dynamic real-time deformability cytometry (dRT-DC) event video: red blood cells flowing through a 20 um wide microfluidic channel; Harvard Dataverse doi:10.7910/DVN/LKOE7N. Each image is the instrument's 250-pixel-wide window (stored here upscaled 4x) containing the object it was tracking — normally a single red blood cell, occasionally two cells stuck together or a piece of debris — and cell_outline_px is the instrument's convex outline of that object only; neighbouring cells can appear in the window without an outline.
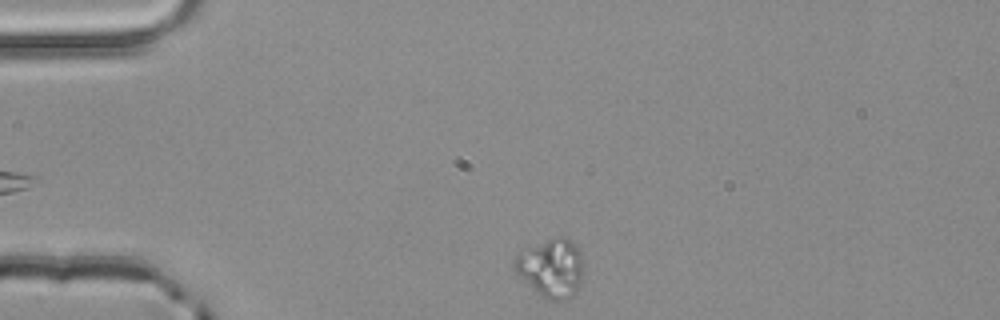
{"species": "common noctule bat (a hibernating species)", "species_latin": "Nyctalus noctula", "temperature_condition": "room temperature", "stored_images_in_passage": 5, "camera_frame_rate_fps": 3000, "um_per_image_px": 0.085, "animal": {"sex": "male", "body_mass_g": 20.4}, "frame": {"image": 1, "passage_image": 5, "time_ms": 1.333, "image_size_px": [1000, 320], "cell_outline_px": [[580, 288], [568, 300], [548, 300], [540, 296], [512, 268], [512, 264], [516, 256], [528, 248], [548, 240], [560, 236], [568, 236], [580, 252]], "centroid_in_image_um": [46.84, 22.81], "position_along_channel_um": 38.2, "area_um2": 23.06}}